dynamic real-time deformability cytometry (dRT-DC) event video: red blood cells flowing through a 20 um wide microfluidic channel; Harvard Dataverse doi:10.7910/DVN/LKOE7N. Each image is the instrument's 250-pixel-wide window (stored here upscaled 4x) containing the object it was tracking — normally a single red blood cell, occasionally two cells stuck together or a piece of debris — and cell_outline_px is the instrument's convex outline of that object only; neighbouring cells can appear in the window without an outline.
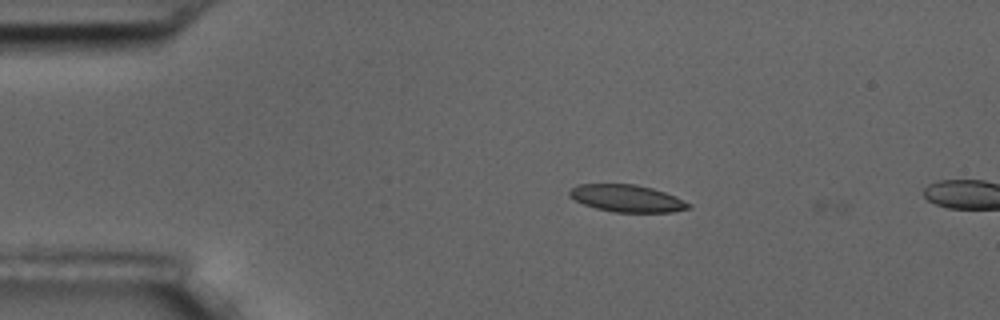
{"species": "common noctule bat (a hibernating species)", "species_latin": "Nyctalus noctula", "temperature_condition": "room temperature", "stored_images_in_passage": 2, "camera_frame_rate_fps": 3000, "um_per_image_px": 0.085, "animal": {"sex": "male", "body_mass_g": 17.5, "forearm_length_mm": 52.3}, "frame": {"image": 1, "passage_image": 1, "time_ms": 0.0, "image_size_px": [1000, 320], "cell_outline_px": [[692, 208], [672, 212], [616, 212], [596, 208], [584, 204], [568, 196], [568, 192], [572, 188], [580, 184], [636, 184], [652, 188], [676, 196], [692, 204]], "centroid_in_image_um": [53.33, 16.86], "position_along_channel_um": 31.7, "area_um2": 18.84}}